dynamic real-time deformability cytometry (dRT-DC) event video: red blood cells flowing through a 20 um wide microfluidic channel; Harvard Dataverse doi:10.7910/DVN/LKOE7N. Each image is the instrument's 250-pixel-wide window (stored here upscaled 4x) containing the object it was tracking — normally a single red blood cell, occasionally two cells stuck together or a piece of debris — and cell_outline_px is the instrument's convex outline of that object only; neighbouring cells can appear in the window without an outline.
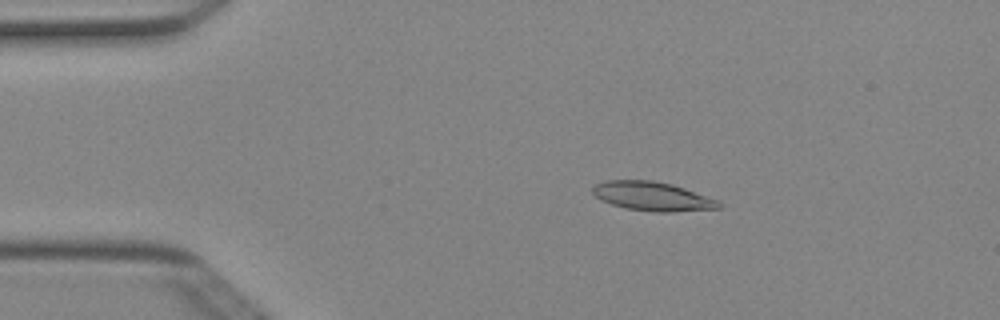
{"species": "Egyptian fruit bat (a non-hibernating species)", "species_latin": "Rousettus aegyptiacus", "temperature_condition": "cold", "stored_images_in_passage": 50, "camera_frame_rate_fps": 3000, "um_per_image_px": 0.085, "animal": {"sex": "female"}, "frame": {"image": 1, "passage_image": 9, "time_ms": 2.667, "image_size_px": [1000, 320], "cell_outline_px": [[724, 204], [720, 208], [672, 212], [656, 212], [624, 208], [600, 200], [592, 192], [592, 188], [596, 184], [604, 180], [652, 180], [672, 184], [720, 200]], "centroid_in_image_um": [55.48, 16.69], "position_along_channel_um": 29.5, "area_um2": 21.5}}
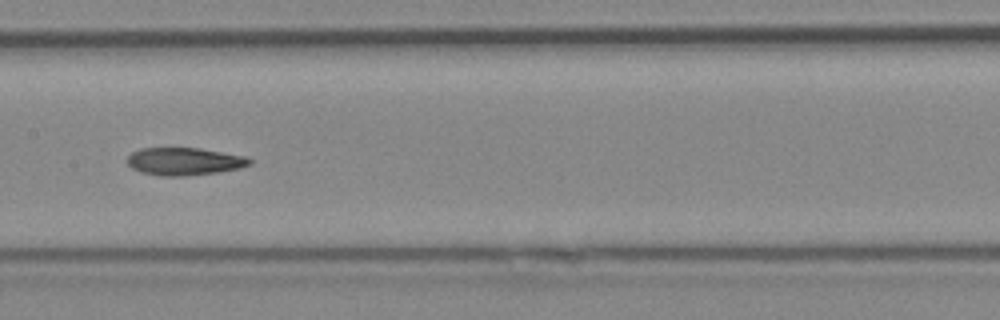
{"frame": {"image": 2, "passage_image": 25, "time_ms": 8.0, "image_size_px": [1000, 320], "cell_outline_px": [[252, 164], [240, 168], [216, 172], [184, 176], [160, 176], [140, 172], [132, 168], [128, 164], [128, 156], [132, 152], [140, 148], [200, 148], [244, 156], [252, 160]], "centroid_in_image_um": [15.65, 13.72], "position_along_channel_um": 191.7, "area_um2": 19.65}}
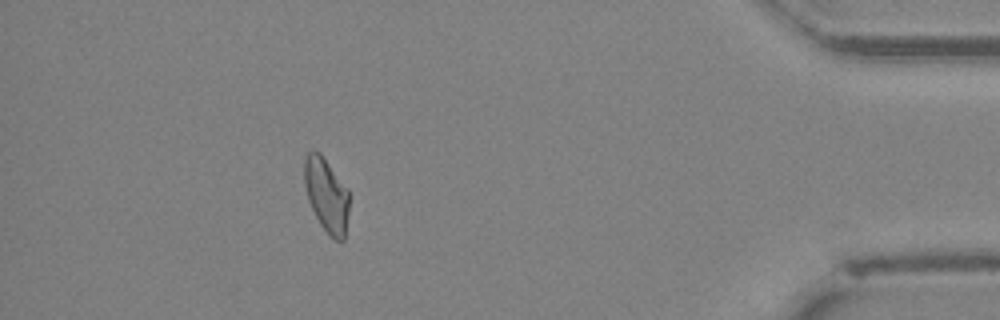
{"frame": {"image": 3, "passage_image": 45, "time_ms": 14.667, "image_size_px": [1000, 320], "cell_outline_px": [[348, 212], [344, 240], [336, 240], [320, 224], [308, 200], [304, 184], [304, 156], [312, 148], [320, 152], [348, 188]], "centroid_in_image_um": [27.73, 16.5], "position_along_channel_um": 407.5, "area_um2": 19.31}, "authors_computed_cell_mechanics": {"area_um2": 20.3167, "velocity_mm_per_s": 4.0196, "shape_relaxation_time_tau1_ms": 5.2878, "shape_relaxation_time_tau2_ms": 2.9117, "deformation_change_tau1": 0.1619, "deformation_change_tau2": 0.1035}}